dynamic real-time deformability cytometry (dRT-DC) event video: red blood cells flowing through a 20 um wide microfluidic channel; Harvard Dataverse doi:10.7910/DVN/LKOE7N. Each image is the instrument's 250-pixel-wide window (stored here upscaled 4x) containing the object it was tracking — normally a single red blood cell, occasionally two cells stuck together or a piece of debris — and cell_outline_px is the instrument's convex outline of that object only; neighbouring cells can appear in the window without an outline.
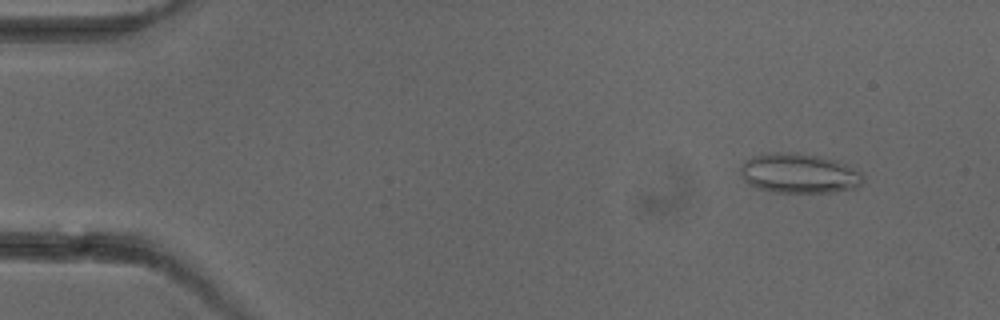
{"species": "common noctule bat (a hibernating species)", "species_latin": "Nyctalus noctula", "temperature_condition": "cold", "stored_images_in_passage": 3, "camera_frame_rate_fps": 3000, "um_per_image_px": 0.085, "animal": {"sex": "female"}, "frame": {"image": 1, "passage_image": 1, "time_ms": 0.0, "image_size_px": [1000, 320], "cell_outline_px": [[864, 180], [856, 188], [832, 192], [772, 192], [756, 188], [748, 184], [744, 180], [740, 172], [740, 168], [752, 156], [768, 152], [796, 152], [820, 156], [836, 160], [848, 164], [860, 172], [864, 176]], "centroid_in_image_um": [67.93, 14.73], "position_along_channel_um": 17.1, "area_um2": 28.67}}